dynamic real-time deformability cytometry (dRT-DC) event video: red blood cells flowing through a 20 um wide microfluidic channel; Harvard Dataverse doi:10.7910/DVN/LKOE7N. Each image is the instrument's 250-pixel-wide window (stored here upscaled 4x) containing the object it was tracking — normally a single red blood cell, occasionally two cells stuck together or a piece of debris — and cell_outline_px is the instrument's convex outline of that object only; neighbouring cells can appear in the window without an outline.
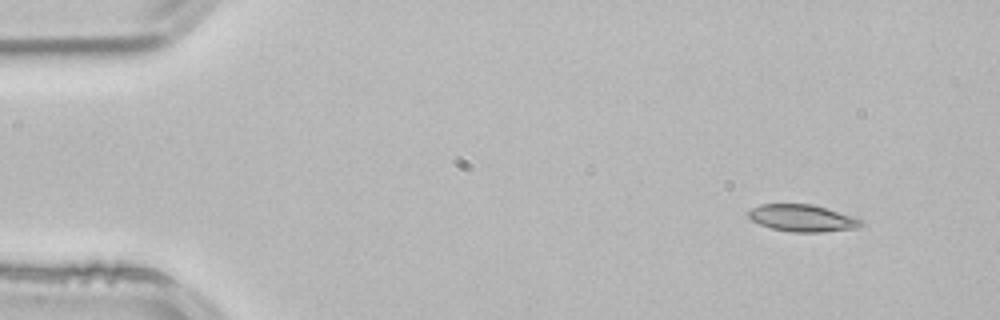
{"species": "common noctule bat (a hibernating species)", "species_latin": "Nyctalus noctula", "temperature_condition": "room temperature", "stored_images_in_passage": 4, "segment_of_instrument_passage": [2, 2], "camera_frame_rate_fps": 3000, "um_per_image_px": 0.085, "animal": {"sex": "male", "body_mass_g": 21.5, "forearm_length_mm": 52.0}, "frame": {"image": 1, "passage_image": 4, "time_ms": 1.0, "image_size_px": [1000, 320], "cell_outline_px": [[864, 224], [856, 228], [820, 232], [792, 232], [772, 228], [760, 224], [752, 220], [748, 216], [748, 212], [752, 208], [760, 204], [812, 204], [860, 220]], "centroid_in_image_um": [68.13, 18.54], "position_along_channel_um": 16.9, "area_um2": 17.22}}